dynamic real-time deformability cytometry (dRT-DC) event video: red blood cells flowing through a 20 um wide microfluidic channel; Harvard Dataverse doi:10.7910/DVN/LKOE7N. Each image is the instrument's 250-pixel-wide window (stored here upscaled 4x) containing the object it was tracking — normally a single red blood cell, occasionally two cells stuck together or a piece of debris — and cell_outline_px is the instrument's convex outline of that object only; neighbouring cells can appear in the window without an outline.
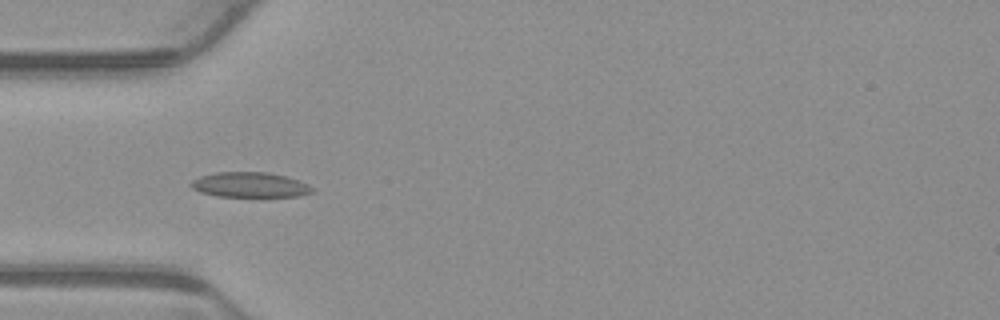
{"species": "common noctule bat (a hibernating species)", "species_latin": "Nyctalus noctula", "temperature_condition": "warm", "stored_images_in_passage": 7, "camera_frame_rate_fps": 3000, "um_per_image_px": 0.085, "animal": {"sex": "male", "body_mass_g": 23.1, "forearm_length_mm": 52.7}, "frame": {"image": 1, "passage_image": 4, "time_ms": 1.0, "image_size_px": [1000, 320], "cell_outline_px": [[316, 188], [312, 192], [300, 196], [216, 196], [200, 192], [192, 188], [188, 184], [192, 180], [200, 176], [216, 172], [268, 172], [284, 176], [308, 184]], "centroid_in_image_um": [21.22, 15.71], "position_along_channel_um": 63.8, "area_um2": 17.69}}
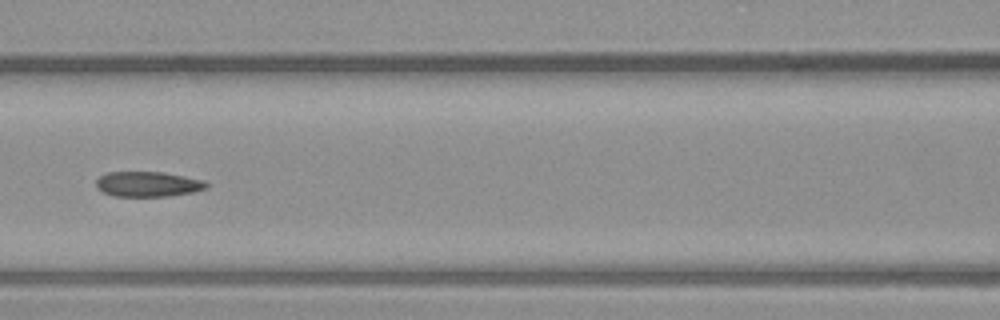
{"frame": {"image": 2, "passage_image": 6, "time_ms": 1.667, "image_size_px": [1000, 320], "cell_outline_px": [[208, 188], [192, 192], [168, 196], [112, 196], [96, 188], [96, 180], [100, 176], [108, 172], [164, 172], [204, 180], [208, 184]], "centroid_in_image_um": [12.57, 15.65], "position_along_channel_um": 154.0, "area_um2": 16.18}}
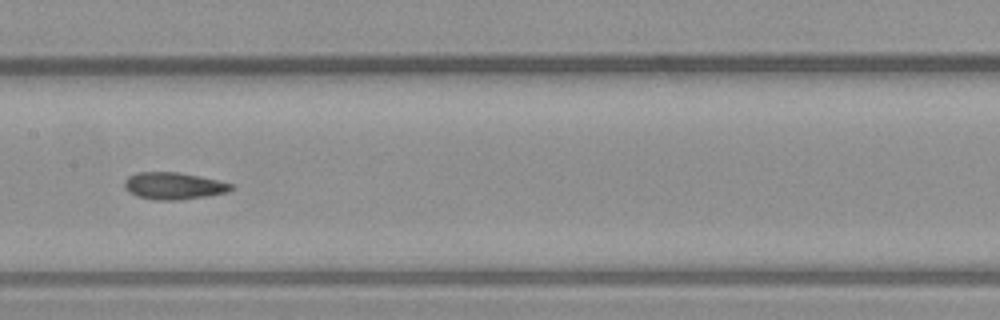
{"frame": {"image": 3, "passage_image": 7, "time_ms": 2.0, "image_size_px": [1000, 320], "cell_outline_px": [[236, 184], [228, 192], [180, 200], [156, 200], [136, 196], [124, 188], [124, 180], [128, 176], [136, 172], [176, 172]], "centroid_in_image_um": [14.72, 15.8], "position_along_channel_um": 192.7, "area_um2": 16.7}}